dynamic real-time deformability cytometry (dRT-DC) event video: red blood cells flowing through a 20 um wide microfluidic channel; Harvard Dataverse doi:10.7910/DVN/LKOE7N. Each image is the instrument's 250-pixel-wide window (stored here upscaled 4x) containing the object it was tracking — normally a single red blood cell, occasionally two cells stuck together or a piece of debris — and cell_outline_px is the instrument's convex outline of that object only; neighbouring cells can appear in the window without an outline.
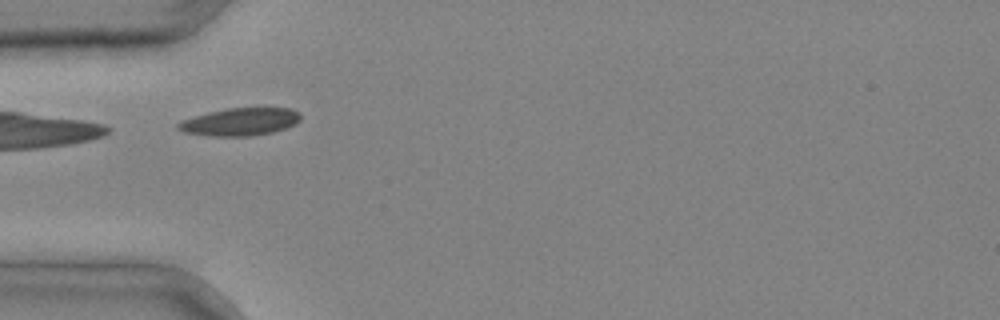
{"species": "common noctule bat (a hibernating species)", "species_latin": "Nyctalus noctula", "temperature_condition": "cold", "stored_images_in_passage": 4, "camera_frame_rate_fps": 3000, "um_per_image_px": 0.085, "animal": {"sex": "male", "body_mass_g": 20.4}, "frame": {"image": 1, "passage_image": 3, "time_ms": 0.667, "image_size_px": [1000, 320], "cell_outline_px": [[300, 120], [296, 124], [272, 132], [252, 136], [212, 136], [184, 132], [176, 128], [176, 124], [180, 120], [208, 112], [228, 108], [292, 108], [300, 112]], "centroid_in_image_um": [20.4, 10.35], "position_along_channel_um": 64.6, "area_um2": 19.83}}